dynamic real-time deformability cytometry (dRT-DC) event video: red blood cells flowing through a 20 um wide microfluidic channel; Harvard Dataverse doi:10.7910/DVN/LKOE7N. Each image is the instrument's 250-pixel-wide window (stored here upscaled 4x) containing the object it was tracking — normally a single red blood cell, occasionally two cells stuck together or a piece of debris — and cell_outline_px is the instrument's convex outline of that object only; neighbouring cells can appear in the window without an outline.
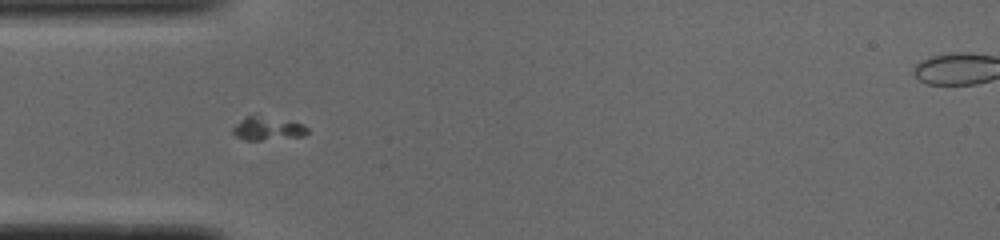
{"species": "common noctule bat (a hibernating species)", "species_latin": "Nyctalus noctula", "temperature_condition": "cold", "stored_images_in_passage": 55, "camera_frame_rate_fps": 3000, "um_per_image_px": 0.085, "animal": {"sex": "male", "body_mass_g": 19.0, "forearm_length_mm": 50.8}, "frame": {"image": 1, "passage_image": 16, "time_ms": 5.0, "image_size_px": [1000, 240], "cell_outline_px": [[308, 132], [304, 136], [260, 140], [244, 140], [236, 136], [232, 132], [232, 128], [240, 120], [248, 116], [252, 116], [292, 120], [304, 124], [308, 128]], "centroid_in_image_um": [22.78, 10.93], "position_along_channel_um": 62.2, "area_um2": 10.12}}
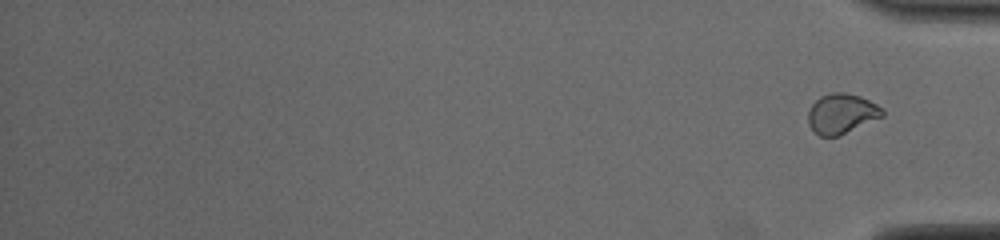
{"frame": {"image": 2, "passage_image": 55, "time_ms": 18.0, "image_size_px": [1000, 240], "cell_outline_px": [[884, 116], [840, 136], [820, 136], [808, 124], [808, 112], [812, 104], [820, 96], [832, 92], [844, 92], [860, 96], [884, 108]], "centroid_in_image_um": [71.55, 9.66], "position_along_channel_um": 363.6, "area_um2": 17.4}}